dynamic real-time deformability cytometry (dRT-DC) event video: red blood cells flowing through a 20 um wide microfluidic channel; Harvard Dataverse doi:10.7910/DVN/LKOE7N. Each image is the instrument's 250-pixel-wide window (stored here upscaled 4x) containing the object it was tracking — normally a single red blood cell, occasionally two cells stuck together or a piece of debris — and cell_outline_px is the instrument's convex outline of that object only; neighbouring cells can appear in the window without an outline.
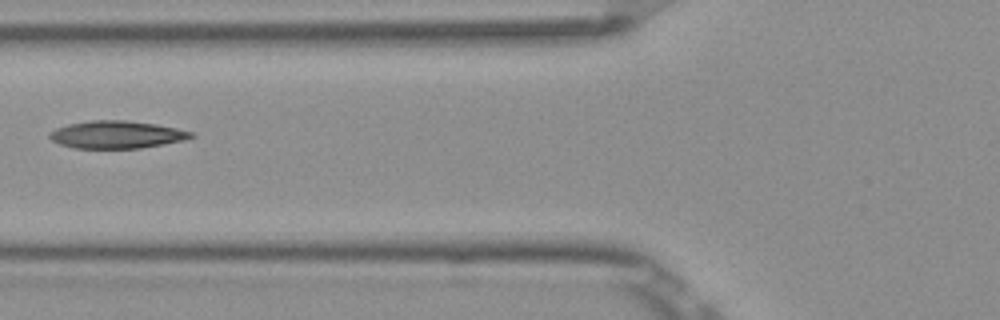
{"species": "Egyptian fruit bat (a non-hibernating species)", "species_latin": "Rousettus aegyptiacus", "temperature_condition": "room temperature", "stored_images_in_passage": 3, "camera_frame_rate_fps": 3000, "um_per_image_px": 0.085, "frame": {"image": 1, "passage_image": 3, "time_ms": 0.667, "image_size_px": [1000, 320], "cell_outline_px": [[196, 136], [184, 140], [164, 144], [140, 148], [76, 148], [60, 144], [52, 140], [48, 136], [48, 132], [56, 128], [68, 124], [92, 120], [124, 120], [156, 124], [196, 132]], "centroid_in_image_um": [9.94, 11.44], "position_along_channel_um": 115.9, "area_um2": 22.77}}